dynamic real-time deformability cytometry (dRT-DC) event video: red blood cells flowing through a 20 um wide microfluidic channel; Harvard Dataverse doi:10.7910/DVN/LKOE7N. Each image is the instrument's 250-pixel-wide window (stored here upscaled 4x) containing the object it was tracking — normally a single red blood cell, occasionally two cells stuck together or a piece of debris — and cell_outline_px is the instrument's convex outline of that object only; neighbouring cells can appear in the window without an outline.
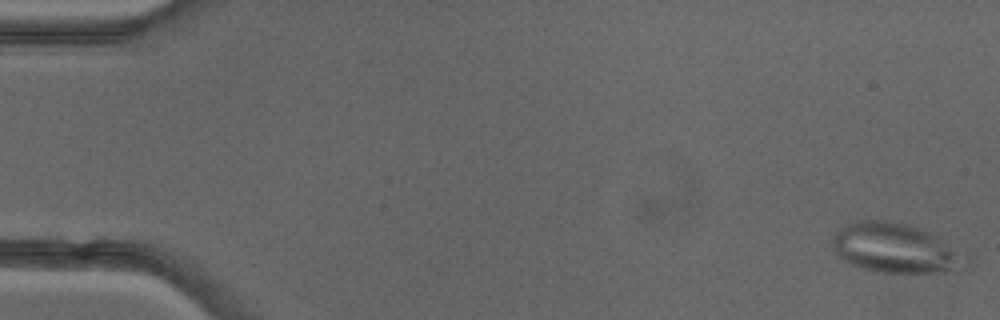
{"species": "common noctule bat (a hibernating species)", "species_latin": "Nyctalus noctula", "temperature_condition": "cold", "stored_images_in_passage": 51, "camera_frame_rate_fps": 3000, "um_per_image_px": 0.085, "animal": {"sex": "female"}, "frame": {"image": 1, "passage_image": 1, "time_ms": 0.0, "image_size_px": [1000, 320], "cell_outline_px": [[976, 264], [964, 268], [932, 272], [880, 272], [864, 268], [852, 264], [844, 260], [832, 248], [832, 236], [840, 228], [856, 220], [888, 220], [908, 224], [920, 228], [968, 252], [972, 256]], "centroid_in_image_um": [76.24, 21.09], "position_along_channel_um": 8.8, "area_um2": 39.19}}